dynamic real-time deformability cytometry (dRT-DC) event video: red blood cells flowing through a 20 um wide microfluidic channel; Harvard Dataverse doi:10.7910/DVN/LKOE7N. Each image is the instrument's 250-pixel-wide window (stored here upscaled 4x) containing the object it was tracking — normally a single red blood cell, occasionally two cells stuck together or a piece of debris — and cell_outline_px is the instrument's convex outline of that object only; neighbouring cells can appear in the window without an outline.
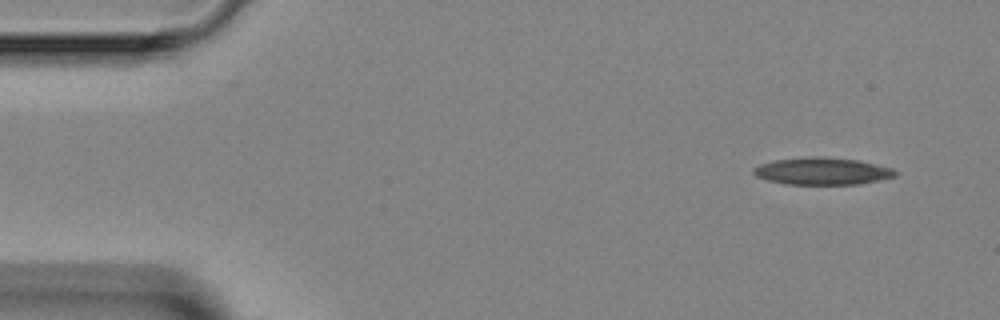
{"species": "Egyptian fruit bat (a non-hibernating species)", "species_latin": "Rousettus aegyptiacus", "temperature_condition": "room temperature", "stored_images_in_passage": 5, "camera_frame_rate_fps": 3000, "um_per_image_px": 0.085, "animal": {"sex": "female"}, "frame": {"image": 1, "passage_image": 1, "time_ms": 0.0, "image_size_px": [1000, 320], "cell_outline_px": [[896, 176], [880, 180], [860, 184], [784, 184], [768, 180], [756, 176], [752, 172], [752, 168], [760, 164], [772, 160], [808, 156], [824, 156], [856, 160], [876, 164], [892, 168], [896, 172]], "centroid_in_image_um": [69.85, 14.54], "position_along_channel_um": 15.1, "area_um2": 22.6}}
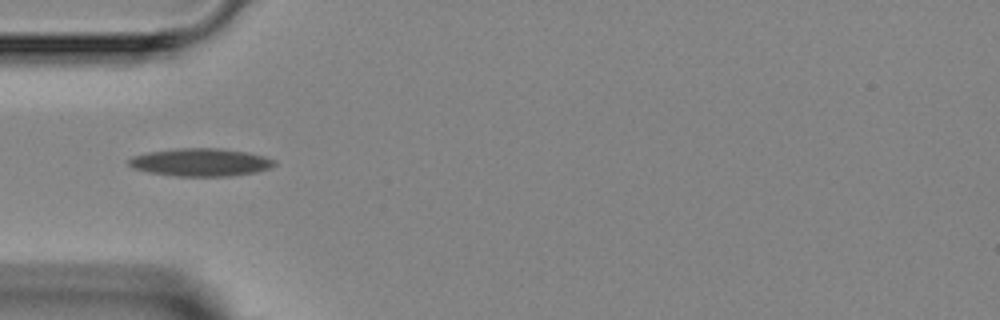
{"frame": {"image": 2, "passage_image": 4, "time_ms": 3.667, "image_size_px": [1000, 320], "cell_outline_px": [[276, 164], [268, 168], [256, 172], [228, 176], [176, 176], [148, 172], [132, 168], [128, 164], [128, 160], [132, 156], [148, 152], [180, 148], [216, 148], [244, 152], [264, 156], [276, 160]], "centroid_in_image_um": [17.02, 13.8], "position_along_channel_um": 68.0, "area_um2": 23.47}}
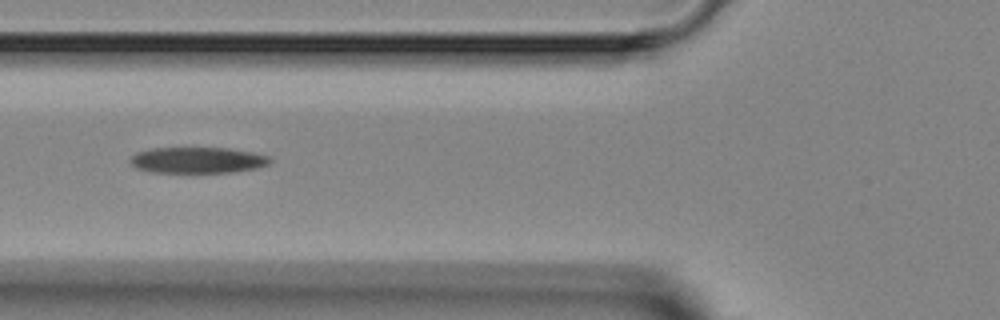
{"frame": {"image": 3, "passage_image": 5, "time_ms": 4.667, "image_size_px": [1000, 320], "cell_outline_px": [[272, 160], [268, 164], [256, 168], [232, 172], [152, 172], [136, 168], [128, 160], [136, 152], [152, 148], [228, 148], [252, 152], [272, 156]], "centroid_in_image_um": [16.8, 13.6], "position_along_channel_um": 109.0, "area_um2": 21.21}}